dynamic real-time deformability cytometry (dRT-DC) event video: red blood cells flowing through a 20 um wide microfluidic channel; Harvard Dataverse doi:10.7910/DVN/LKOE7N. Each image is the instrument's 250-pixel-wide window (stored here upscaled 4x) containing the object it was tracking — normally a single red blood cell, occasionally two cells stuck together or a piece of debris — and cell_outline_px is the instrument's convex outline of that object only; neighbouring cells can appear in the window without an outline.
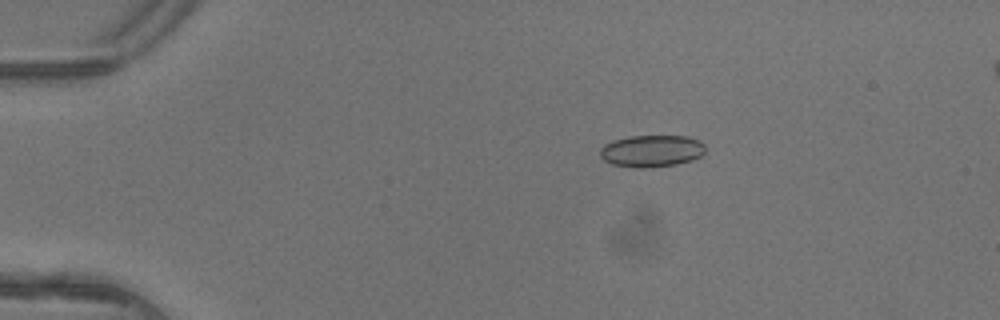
{"species": "common noctule bat (a hibernating species)", "species_latin": "Nyctalus noctula", "temperature_condition": "warm", "stored_images_in_passage": 7, "camera_frame_rate_fps": 3000, "um_per_image_px": 0.085, "animal": {"sex": "female"}, "frame": {"image": 1, "passage_image": 3, "time_ms": 0.667, "image_size_px": [1000, 320], "cell_outline_px": [[704, 152], [700, 156], [692, 160], [676, 164], [648, 168], [632, 168], [612, 164], [604, 160], [600, 156], [600, 148], [604, 144], [612, 140], [632, 136], [688, 136], [700, 140], [704, 144]], "centroid_in_image_um": [55.37, 12.83], "position_along_channel_um": 29.6, "area_um2": 19.77}}
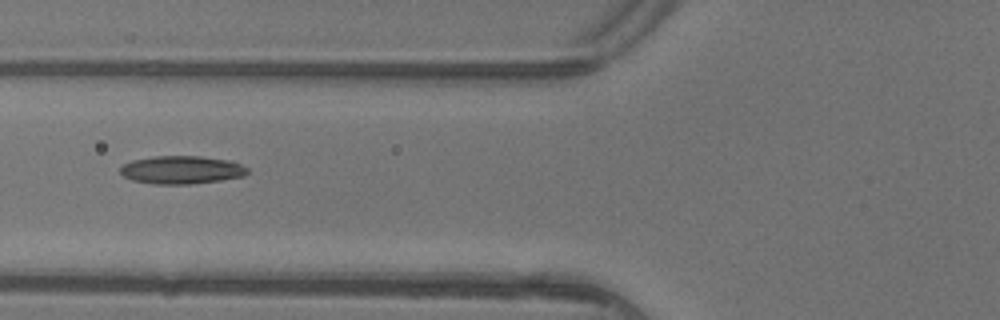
{"frame": {"image": 2, "passage_image": 6, "time_ms": 1.667, "image_size_px": [1000, 320], "cell_outline_px": [[248, 172], [244, 176], [220, 180], [188, 184], [156, 184], [132, 180], [124, 176], [120, 172], [120, 168], [124, 164], [132, 160], [152, 156], [200, 156], [232, 160], [248, 168]], "centroid_in_image_um": [15.44, 14.43], "position_along_channel_um": 110.4, "area_um2": 20.81}}
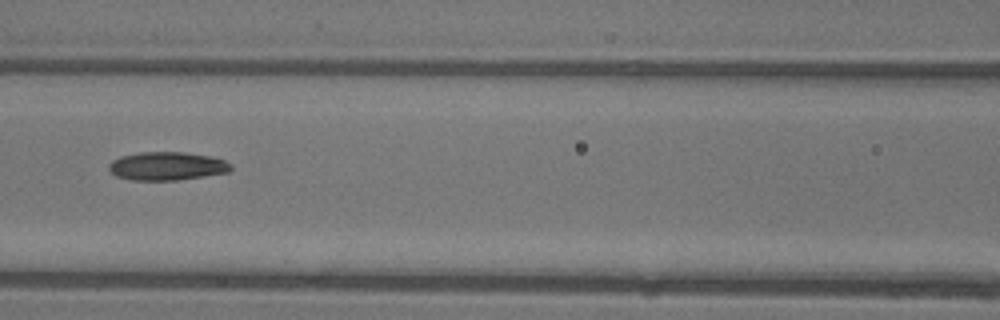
{"frame": {"image": 3, "passage_image": 7, "time_ms": 2.0, "image_size_px": [1000, 320], "cell_outline_px": [[232, 168], [228, 172], [204, 176], [176, 180], [132, 180], [116, 176], [108, 168], [108, 164], [112, 160], [120, 156], [140, 152], [184, 152], [212, 156], [224, 160], [232, 164]], "centroid_in_image_um": [14.19, 14.11], "position_along_channel_um": 152.4, "area_um2": 20.23}}